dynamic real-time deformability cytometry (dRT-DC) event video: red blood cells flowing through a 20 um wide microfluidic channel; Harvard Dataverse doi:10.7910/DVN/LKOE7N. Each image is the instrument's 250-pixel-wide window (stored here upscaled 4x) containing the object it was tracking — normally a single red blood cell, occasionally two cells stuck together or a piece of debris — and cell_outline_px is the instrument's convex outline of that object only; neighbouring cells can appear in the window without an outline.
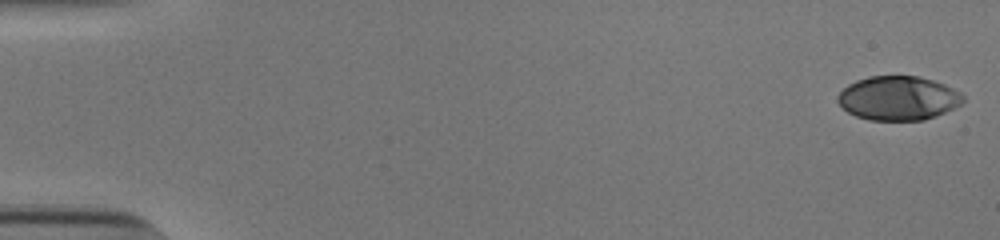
{"species": "human", "species_latin": "Homo sapiens", "temperature_condition": "cold", "stored_images_in_passage": 53, "camera_frame_rate_fps": 3000, "um_per_image_px": 0.085, "donor": {"sex": "male"}, "frame": {"image": 1, "passage_image": 1, "time_ms": 0.0, "image_size_px": [1000, 240], "cell_outline_px": [[964, 104], [936, 116], [924, 120], [868, 120], [856, 116], [848, 112], [836, 100], [836, 96], [848, 84], [856, 80], [868, 76], [920, 76], [944, 84], [960, 92], [964, 96]], "centroid_in_image_um": [76.36, 8.34], "position_along_channel_um": 8.6, "area_um2": 32.43}}
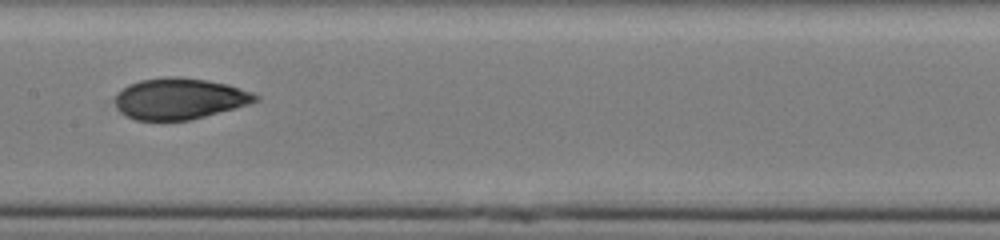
{"frame": {"image": 2, "passage_image": 28, "time_ms": 9.0, "image_size_px": [1000, 240], "cell_outline_px": [[260, 100], [252, 104], [192, 120], [136, 120], [124, 116], [120, 112], [116, 104], [116, 92], [128, 84], [140, 80], [164, 76], [176, 76], [208, 80], [228, 84], [252, 92], [260, 96]], "centroid_in_image_um": [15.29, 8.38], "position_along_channel_um": 192.1, "area_um2": 34.22}}
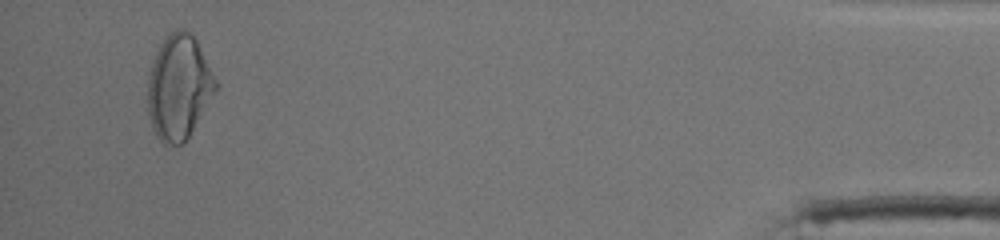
{"frame": {"image": 3, "passage_image": 51, "time_ms": 16.667, "image_size_px": [1000, 240], "cell_outline_px": [[216, 88], [184, 144], [164, 144], [156, 136], [152, 128], [148, 112], [148, 76], [156, 52], [164, 36], [168, 32], [176, 28], [184, 28], [192, 32], [216, 80]], "centroid_in_image_um": [15.16, 7.37], "position_along_channel_um": 420.0, "area_um2": 40.98}, "authors_computed_cell_mechanics": {"area_um2": 33.4662, "velocity_mm_per_s": 3.8809, "shape_relaxation_time_tau1_ms": 6.4676, "shape_relaxation_time_tau2_ms": 1.5289, "deformation_change_tau1": 0.2135, "deformation_change_tau2": 0.0546}}